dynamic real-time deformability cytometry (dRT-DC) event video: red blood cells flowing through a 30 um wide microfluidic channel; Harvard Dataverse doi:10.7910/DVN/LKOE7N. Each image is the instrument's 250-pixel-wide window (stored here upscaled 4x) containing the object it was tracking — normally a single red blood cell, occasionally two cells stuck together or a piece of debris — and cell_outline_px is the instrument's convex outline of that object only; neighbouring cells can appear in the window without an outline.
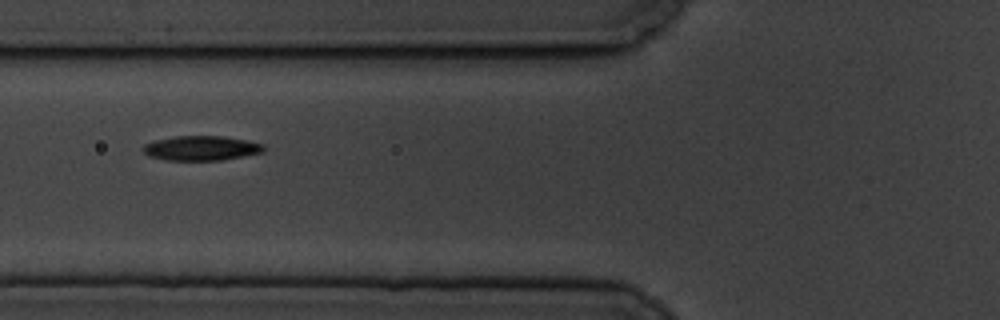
{"species": "common noctule bat (a hibernating species)", "species_latin": "Nyctalus noctula", "temperature_condition": "cold", "stored_images_in_passage": 10, "camera_frame_rate_fps": 3000, "um_per_image_px": 0.085, "animal": {"sex": "male", "body_mass_g": 19.5, "forearm_length_mm": 54.6}, "frame": {"image": 1, "passage_image": 7, "time_ms": 7.667, "image_size_px": [1000, 320], "cell_outline_px": [[264, 152], [220, 160], [168, 160], [148, 156], [140, 148], [144, 144], [152, 140], [176, 136], [224, 136], [248, 140], [264, 144]], "centroid_in_image_um": [17.07, 12.58], "position_along_channel_um": 108.7, "area_um2": 17.46}}
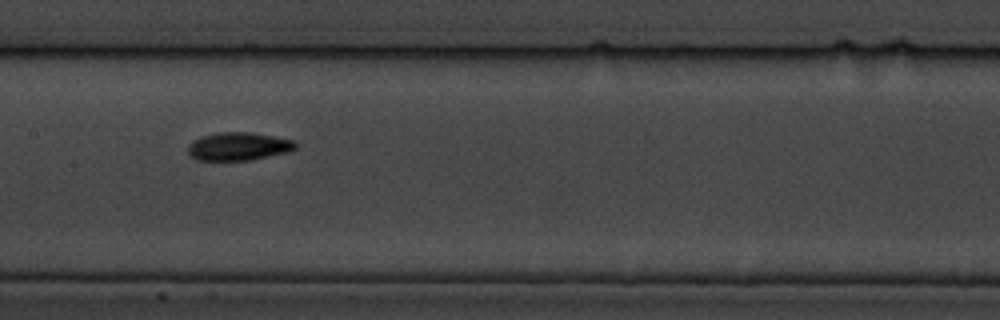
{"frame": {"image": 2, "passage_image": 9, "time_ms": 10.0, "image_size_px": [1000, 320], "cell_outline_px": [[296, 148], [292, 152], [248, 160], [196, 160], [188, 156], [188, 144], [192, 140], [200, 136], [220, 132], [248, 132], [296, 140]], "centroid_in_image_um": [20.26, 12.44], "position_along_channel_um": 187.1, "area_um2": 17.86}}
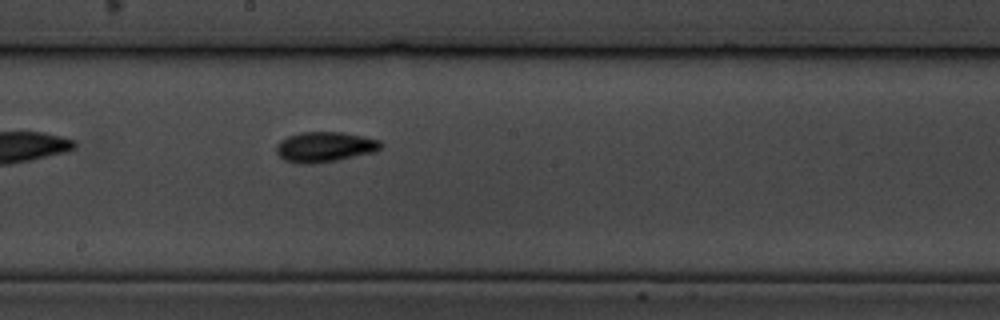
{"frame": {"image": 3, "passage_image": 10, "time_ms": 11.0, "image_size_px": [1000, 320], "cell_outline_px": [[384, 144], [376, 152], [336, 160], [312, 164], [300, 164], [284, 160], [276, 152], [276, 144], [280, 140], [288, 136], [300, 132], [344, 132], [364, 136], [380, 140]], "centroid_in_image_um": [27.61, 12.48], "position_along_channel_um": 220.6, "area_um2": 18.61}}